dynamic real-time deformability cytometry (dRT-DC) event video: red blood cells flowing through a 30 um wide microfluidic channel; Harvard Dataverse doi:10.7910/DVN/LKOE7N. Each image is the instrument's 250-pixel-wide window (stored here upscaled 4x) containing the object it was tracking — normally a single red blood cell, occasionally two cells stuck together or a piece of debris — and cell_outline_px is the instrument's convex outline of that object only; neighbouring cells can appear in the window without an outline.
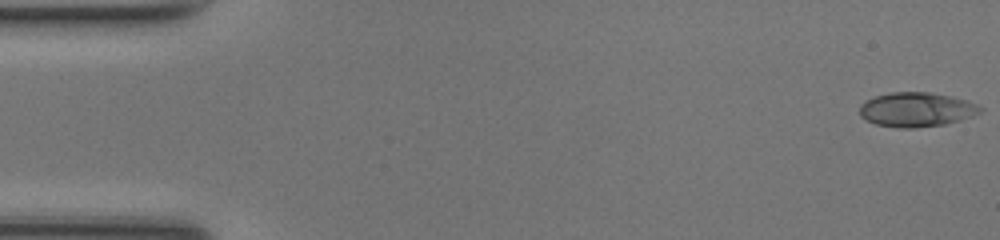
{"species": "common noctule bat (a hibernating species)", "species_latin": "Nyctalus noctula", "temperature_condition": "room temperature", "stored_images_in_passage": 49, "camera_frame_rate_fps": 3000, "um_per_image_px": 0.085, "animal": {"sex": "female", "body_mass_g": 17.0, "forearm_length_mm": 48.0}, "frame": {"image": 1, "passage_image": 1, "time_ms": 0.0, "image_size_px": [1000, 240], "cell_outline_px": [[984, 108], [980, 112], [972, 116], [960, 120], [944, 124], [916, 128], [900, 128], [876, 124], [860, 116], [860, 104], [876, 96], [892, 92], [928, 92], [968, 100]], "centroid_in_image_um": [77.91, 9.32], "position_along_channel_um": 7.1, "area_um2": 23.99}}
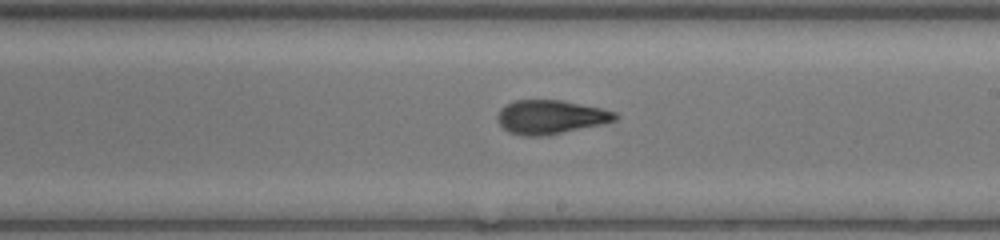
{"frame": {"image": 2, "passage_image": 28, "time_ms": 9.0, "image_size_px": [1000, 240], "cell_outline_px": [[620, 116], [616, 120], [600, 124], [540, 136], [524, 136], [508, 132], [500, 124], [496, 116], [500, 108], [516, 100], [560, 100], [600, 108], [616, 112]], "centroid_in_image_um": [46.77, 9.94], "position_along_channel_um": 242.2, "area_um2": 22.83}}
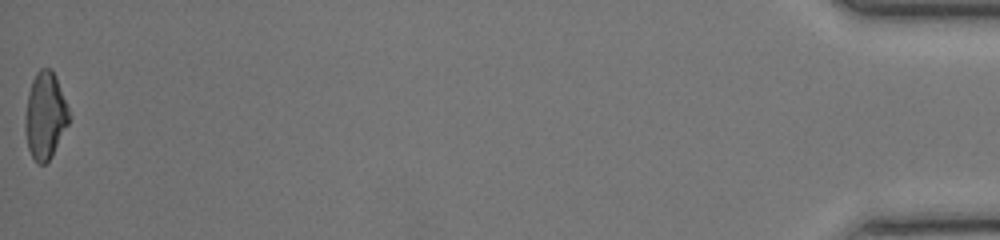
{"frame": {"image": 3, "passage_image": 49, "time_ms": 16.0, "image_size_px": [1000, 240], "cell_outline_px": [[68, 124], [52, 156], [44, 164], [36, 164], [28, 148], [24, 128], [24, 124], [28, 92], [32, 80], [36, 72], [40, 68], [48, 68], [56, 76], [68, 108]], "centroid_in_image_um": [3.81, 9.84], "position_along_channel_um": 431.4, "area_um2": 22.02}, "authors_computed_cell_mechanics": {"area_um2": 23.3512, "velocity_mm_per_s": 4.2604, "shape_relaxation_time_tau1_ms": 8.332, "shape_relaxation_time_tau2_ms": 1.6297, "deformation_change_tau1": 0.2815, "deformation_change_tau2": 0.083}}